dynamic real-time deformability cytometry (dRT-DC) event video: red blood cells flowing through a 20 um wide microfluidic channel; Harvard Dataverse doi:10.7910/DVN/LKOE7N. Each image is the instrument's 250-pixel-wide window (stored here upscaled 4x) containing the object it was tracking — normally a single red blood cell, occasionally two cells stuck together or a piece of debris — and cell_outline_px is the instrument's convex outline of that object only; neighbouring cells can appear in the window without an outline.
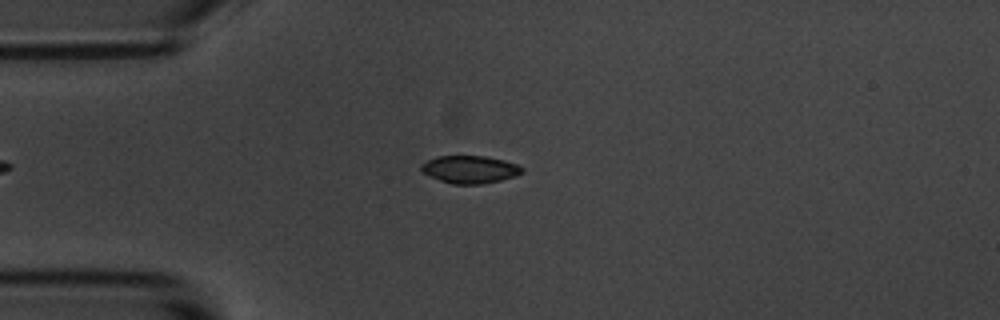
{"species": "common noctule bat (a hibernating species)", "species_latin": "Nyctalus noctula", "temperature_condition": "room temperature", "stored_images_in_passage": 10, "camera_frame_rate_fps": 3000, "um_per_image_px": 0.085, "animal": {"sex": "male", "body_mass_g": 20.1, "forearm_length_mm": 53.5}, "frame": {"image": 1, "passage_image": 5, "time_ms": 4.667, "image_size_px": [1000, 320], "cell_outline_px": [[524, 172], [516, 176], [500, 180], [480, 184], [452, 184], [440, 180], [424, 172], [420, 168], [420, 164], [428, 160], [440, 156], [484, 156], [504, 160], [516, 164], [524, 168]], "centroid_in_image_um": [39.97, 14.4], "position_along_channel_um": 45.0, "area_um2": 16.07}}
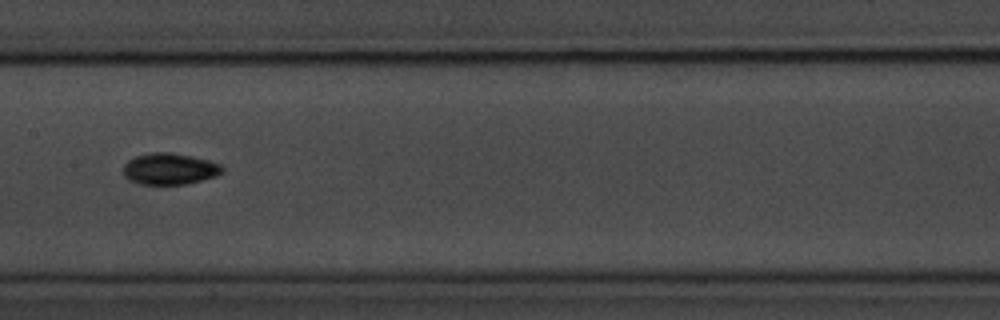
{"frame": {"image": 2, "passage_image": 9, "time_ms": 9.333, "image_size_px": [1000, 320], "cell_outline_px": [[224, 172], [216, 176], [184, 184], [140, 184], [128, 180], [124, 176], [124, 164], [128, 160], [136, 156], [152, 152], [168, 152], [208, 160], [220, 164], [224, 168]], "centroid_in_image_um": [14.4, 14.36], "position_along_channel_um": 193.0, "area_um2": 17.98}}